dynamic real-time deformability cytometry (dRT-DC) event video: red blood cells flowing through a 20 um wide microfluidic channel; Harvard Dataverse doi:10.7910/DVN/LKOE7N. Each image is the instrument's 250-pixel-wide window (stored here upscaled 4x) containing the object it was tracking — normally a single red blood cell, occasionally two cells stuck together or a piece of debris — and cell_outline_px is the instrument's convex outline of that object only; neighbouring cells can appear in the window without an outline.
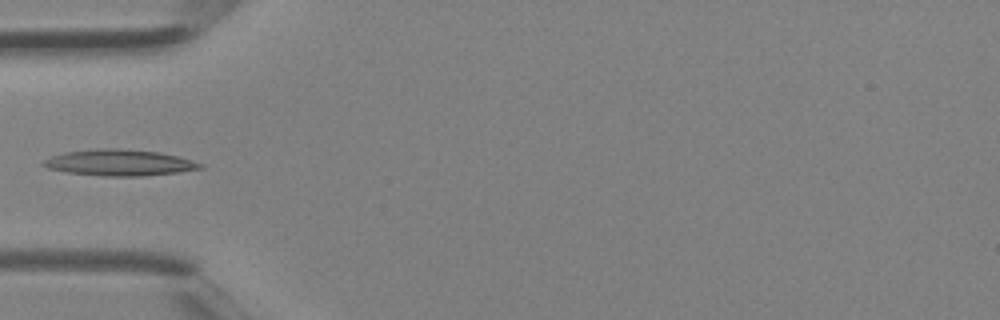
{"species": "Egyptian fruit bat (a non-hibernating species)", "species_latin": "Rousettus aegyptiacus", "temperature_condition": "room temperature", "stored_images_in_passage": 4, "camera_frame_rate_fps": 3000, "um_per_image_px": 0.085, "animal": {"sex": "female"}, "frame": {"image": 1, "passage_image": 4, "time_ms": 1.0, "image_size_px": [1000, 320], "cell_outline_px": [[204, 168], [176, 172], [140, 176], [104, 176], [64, 172], [48, 168], [40, 164], [44, 160], [52, 156], [64, 152], [96, 148], [120, 148], [160, 152], [180, 156], [204, 164]], "centroid_in_image_um": [10.15, 13.81], "position_along_channel_um": 74.9, "area_um2": 24.1}}